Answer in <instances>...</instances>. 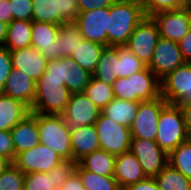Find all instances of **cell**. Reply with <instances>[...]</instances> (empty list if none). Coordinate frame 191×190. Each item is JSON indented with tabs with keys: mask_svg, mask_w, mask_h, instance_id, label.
<instances>
[{
	"mask_svg": "<svg viewBox=\"0 0 191 190\" xmlns=\"http://www.w3.org/2000/svg\"><path fill=\"white\" fill-rule=\"evenodd\" d=\"M0 21L6 24L12 21L11 4L9 0H0Z\"/></svg>",
	"mask_w": 191,
	"mask_h": 190,
	"instance_id": "cell-48",
	"label": "cell"
},
{
	"mask_svg": "<svg viewBox=\"0 0 191 190\" xmlns=\"http://www.w3.org/2000/svg\"><path fill=\"white\" fill-rule=\"evenodd\" d=\"M182 53L177 42L159 38L153 57L147 66L161 81L177 67L184 64Z\"/></svg>",
	"mask_w": 191,
	"mask_h": 190,
	"instance_id": "cell-16",
	"label": "cell"
},
{
	"mask_svg": "<svg viewBox=\"0 0 191 190\" xmlns=\"http://www.w3.org/2000/svg\"><path fill=\"white\" fill-rule=\"evenodd\" d=\"M77 0H57V11L60 18L65 23H74L78 13Z\"/></svg>",
	"mask_w": 191,
	"mask_h": 190,
	"instance_id": "cell-40",
	"label": "cell"
},
{
	"mask_svg": "<svg viewBox=\"0 0 191 190\" xmlns=\"http://www.w3.org/2000/svg\"><path fill=\"white\" fill-rule=\"evenodd\" d=\"M30 113V107L24 102L0 92V131H10Z\"/></svg>",
	"mask_w": 191,
	"mask_h": 190,
	"instance_id": "cell-24",
	"label": "cell"
},
{
	"mask_svg": "<svg viewBox=\"0 0 191 190\" xmlns=\"http://www.w3.org/2000/svg\"><path fill=\"white\" fill-rule=\"evenodd\" d=\"M58 190H85L79 174L74 170Z\"/></svg>",
	"mask_w": 191,
	"mask_h": 190,
	"instance_id": "cell-45",
	"label": "cell"
},
{
	"mask_svg": "<svg viewBox=\"0 0 191 190\" xmlns=\"http://www.w3.org/2000/svg\"><path fill=\"white\" fill-rule=\"evenodd\" d=\"M76 162L62 160L46 173L32 172L25 174L24 190H58L75 170Z\"/></svg>",
	"mask_w": 191,
	"mask_h": 190,
	"instance_id": "cell-17",
	"label": "cell"
},
{
	"mask_svg": "<svg viewBox=\"0 0 191 190\" xmlns=\"http://www.w3.org/2000/svg\"><path fill=\"white\" fill-rule=\"evenodd\" d=\"M161 38L179 43L191 29V12L178 9L162 11L150 16Z\"/></svg>",
	"mask_w": 191,
	"mask_h": 190,
	"instance_id": "cell-14",
	"label": "cell"
},
{
	"mask_svg": "<svg viewBox=\"0 0 191 190\" xmlns=\"http://www.w3.org/2000/svg\"><path fill=\"white\" fill-rule=\"evenodd\" d=\"M75 171L79 174L85 190H122L114 177L84 170L78 163H76Z\"/></svg>",
	"mask_w": 191,
	"mask_h": 190,
	"instance_id": "cell-32",
	"label": "cell"
},
{
	"mask_svg": "<svg viewBox=\"0 0 191 190\" xmlns=\"http://www.w3.org/2000/svg\"><path fill=\"white\" fill-rule=\"evenodd\" d=\"M11 164V162L0 155V175Z\"/></svg>",
	"mask_w": 191,
	"mask_h": 190,
	"instance_id": "cell-50",
	"label": "cell"
},
{
	"mask_svg": "<svg viewBox=\"0 0 191 190\" xmlns=\"http://www.w3.org/2000/svg\"><path fill=\"white\" fill-rule=\"evenodd\" d=\"M105 47V45L83 39L82 43H78L75 51L72 52L71 58L81 68L92 74L98 65L100 55Z\"/></svg>",
	"mask_w": 191,
	"mask_h": 190,
	"instance_id": "cell-28",
	"label": "cell"
},
{
	"mask_svg": "<svg viewBox=\"0 0 191 190\" xmlns=\"http://www.w3.org/2000/svg\"><path fill=\"white\" fill-rule=\"evenodd\" d=\"M40 143L55 151L63 160H72L71 132L62 115L38 114Z\"/></svg>",
	"mask_w": 191,
	"mask_h": 190,
	"instance_id": "cell-3",
	"label": "cell"
},
{
	"mask_svg": "<svg viewBox=\"0 0 191 190\" xmlns=\"http://www.w3.org/2000/svg\"><path fill=\"white\" fill-rule=\"evenodd\" d=\"M94 125L100 149L116 156L130 151L132 137L129 128L116 123L102 112Z\"/></svg>",
	"mask_w": 191,
	"mask_h": 190,
	"instance_id": "cell-7",
	"label": "cell"
},
{
	"mask_svg": "<svg viewBox=\"0 0 191 190\" xmlns=\"http://www.w3.org/2000/svg\"><path fill=\"white\" fill-rule=\"evenodd\" d=\"M139 102L114 98L103 109L102 113L116 123L130 128L138 112Z\"/></svg>",
	"mask_w": 191,
	"mask_h": 190,
	"instance_id": "cell-27",
	"label": "cell"
},
{
	"mask_svg": "<svg viewBox=\"0 0 191 190\" xmlns=\"http://www.w3.org/2000/svg\"><path fill=\"white\" fill-rule=\"evenodd\" d=\"M114 178L122 189L127 185L140 182L147 176L135 155L128 151L116 156Z\"/></svg>",
	"mask_w": 191,
	"mask_h": 190,
	"instance_id": "cell-22",
	"label": "cell"
},
{
	"mask_svg": "<svg viewBox=\"0 0 191 190\" xmlns=\"http://www.w3.org/2000/svg\"><path fill=\"white\" fill-rule=\"evenodd\" d=\"M79 12L110 7L116 0H77Z\"/></svg>",
	"mask_w": 191,
	"mask_h": 190,
	"instance_id": "cell-43",
	"label": "cell"
},
{
	"mask_svg": "<svg viewBox=\"0 0 191 190\" xmlns=\"http://www.w3.org/2000/svg\"><path fill=\"white\" fill-rule=\"evenodd\" d=\"M11 52L12 68L20 70L35 82L45 73L47 59L32 46Z\"/></svg>",
	"mask_w": 191,
	"mask_h": 190,
	"instance_id": "cell-18",
	"label": "cell"
},
{
	"mask_svg": "<svg viewBox=\"0 0 191 190\" xmlns=\"http://www.w3.org/2000/svg\"><path fill=\"white\" fill-rule=\"evenodd\" d=\"M110 7L79 12L74 24L86 40L108 46V16Z\"/></svg>",
	"mask_w": 191,
	"mask_h": 190,
	"instance_id": "cell-13",
	"label": "cell"
},
{
	"mask_svg": "<svg viewBox=\"0 0 191 190\" xmlns=\"http://www.w3.org/2000/svg\"><path fill=\"white\" fill-rule=\"evenodd\" d=\"M84 38L74 23L61 24L57 35L58 58L71 57Z\"/></svg>",
	"mask_w": 191,
	"mask_h": 190,
	"instance_id": "cell-30",
	"label": "cell"
},
{
	"mask_svg": "<svg viewBox=\"0 0 191 190\" xmlns=\"http://www.w3.org/2000/svg\"><path fill=\"white\" fill-rule=\"evenodd\" d=\"M168 164L191 180V141L181 143L168 154Z\"/></svg>",
	"mask_w": 191,
	"mask_h": 190,
	"instance_id": "cell-34",
	"label": "cell"
},
{
	"mask_svg": "<svg viewBox=\"0 0 191 190\" xmlns=\"http://www.w3.org/2000/svg\"><path fill=\"white\" fill-rule=\"evenodd\" d=\"M0 155L8 159L11 163L16 157L10 131H0Z\"/></svg>",
	"mask_w": 191,
	"mask_h": 190,
	"instance_id": "cell-42",
	"label": "cell"
},
{
	"mask_svg": "<svg viewBox=\"0 0 191 190\" xmlns=\"http://www.w3.org/2000/svg\"><path fill=\"white\" fill-rule=\"evenodd\" d=\"M178 44L185 62L191 63V29Z\"/></svg>",
	"mask_w": 191,
	"mask_h": 190,
	"instance_id": "cell-46",
	"label": "cell"
},
{
	"mask_svg": "<svg viewBox=\"0 0 191 190\" xmlns=\"http://www.w3.org/2000/svg\"><path fill=\"white\" fill-rule=\"evenodd\" d=\"M72 161L78 162L85 155L100 149L95 125L82 126L71 131Z\"/></svg>",
	"mask_w": 191,
	"mask_h": 190,
	"instance_id": "cell-23",
	"label": "cell"
},
{
	"mask_svg": "<svg viewBox=\"0 0 191 190\" xmlns=\"http://www.w3.org/2000/svg\"><path fill=\"white\" fill-rule=\"evenodd\" d=\"M167 104L161 96L151 101L139 102L138 112L129 128L132 139L155 141L160 112Z\"/></svg>",
	"mask_w": 191,
	"mask_h": 190,
	"instance_id": "cell-8",
	"label": "cell"
},
{
	"mask_svg": "<svg viewBox=\"0 0 191 190\" xmlns=\"http://www.w3.org/2000/svg\"><path fill=\"white\" fill-rule=\"evenodd\" d=\"M60 25L49 22L32 21L31 46L51 61L58 59L57 35Z\"/></svg>",
	"mask_w": 191,
	"mask_h": 190,
	"instance_id": "cell-19",
	"label": "cell"
},
{
	"mask_svg": "<svg viewBox=\"0 0 191 190\" xmlns=\"http://www.w3.org/2000/svg\"><path fill=\"white\" fill-rule=\"evenodd\" d=\"M188 140L184 116L179 106L167 104L160 112L156 143L169 154L181 143Z\"/></svg>",
	"mask_w": 191,
	"mask_h": 190,
	"instance_id": "cell-4",
	"label": "cell"
},
{
	"mask_svg": "<svg viewBox=\"0 0 191 190\" xmlns=\"http://www.w3.org/2000/svg\"><path fill=\"white\" fill-rule=\"evenodd\" d=\"M182 110L188 140L191 141V101L179 105Z\"/></svg>",
	"mask_w": 191,
	"mask_h": 190,
	"instance_id": "cell-47",
	"label": "cell"
},
{
	"mask_svg": "<svg viewBox=\"0 0 191 190\" xmlns=\"http://www.w3.org/2000/svg\"><path fill=\"white\" fill-rule=\"evenodd\" d=\"M32 21L12 20L7 27L4 47L9 51L31 46Z\"/></svg>",
	"mask_w": 191,
	"mask_h": 190,
	"instance_id": "cell-29",
	"label": "cell"
},
{
	"mask_svg": "<svg viewBox=\"0 0 191 190\" xmlns=\"http://www.w3.org/2000/svg\"><path fill=\"white\" fill-rule=\"evenodd\" d=\"M154 178L159 190H191V180L169 164Z\"/></svg>",
	"mask_w": 191,
	"mask_h": 190,
	"instance_id": "cell-31",
	"label": "cell"
},
{
	"mask_svg": "<svg viewBox=\"0 0 191 190\" xmlns=\"http://www.w3.org/2000/svg\"><path fill=\"white\" fill-rule=\"evenodd\" d=\"M145 17L143 0H116L108 16V46H124Z\"/></svg>",
	"mask_w": 191,
	"mask_h": 190,
	"instance_id": "cell-1",
	"label": "cell"
},
{
	"mask_svg": "<svg viewBox=\"0 0 191 190\" xmlns=\"http://www.w3.org/2000/svg\"><path fill=\"white\" fill-rule=\"evenodd\" d=\"M71 92L60 80L38 79L36 81L35 100L30 108L38 114L61 115L68 104Z\"/></svg>",
	"mask_w": 191,
	"mask_h": 190,
	"instance_id": "cell-5",
	"label": "cell"
},
{
	"mask_svg": "<svg viewBox=\"0 0 191 190\" xmlns=\"http://www.w3.org/2000/svg\"><path fill=\"white\" fill-rule=\"evenodd\" d=\"M119 46H106L92 77L106 84H113L118 79Z\"/></svg>",
	"mask_w": 191,
	"mask_h": 190,
	"instance_id": "cell-25",
	"label": "cell"
},
{
	"mask_svg": "<svg viewBox=\"0 0 191 190\" xmlns=\"http://www.w3.org/2000/svg\"><path fill=\"white\" fill-rule=\"evenodd\" d=\"M115 98L126 101H151L161 96V81L145 66L127 78H118L112 84Z\"/></svg>",
	"mask_w": 191,
	"mask_h": 190,
	"instance_id": "cell-2",
	"label": "cell"
},
{
	"mask_svg": "<svg viewBox=\"0 0 191 190\" xmlns=\"http://www.w3.org/2000/svg\"><path fill=\"white\" fill-rule=\"evenodd\" d=\"M184 0H143L146 17L162 11L182 9Z\"/></svg>",
	"mask_w": 191,
	"mask_h": 190,
	"instance_id": "cell-38",
	"label": "cell"
},
{
	"mask_svg": "<svg viewBox=\"0 0 191 190\" xmlns=\"http://www.w3.org/2000/svg\"><path fill=\"white\" fill-rule=\"evenodd\" d=\"M15 156L23 151L30 150L40 143L37 127V113L31 112L19 121L11 130Z\"/></svg>",
	"mask_w": 191,
	"mask_h": 190,
	"instance_id": "cell-20",
	"label": "cell"
},
{
	"mask_svg": "<svg viewBox=\"0 0 191 190\" xmlns=\"http://www.w3.org/2000/svg\"><path fill=\"white\" fill-rule=\"evenodd\" d=\"M146 65L125 46H119L118 78H127L141 71Z\"/></svg>",
	"mask_w": 191,
	"mask_h": 190,
	"instance_id": "cell-36",
	"label": "cell"
},
{
	"mask_svg": "<svg viewBox=\"0 0 191 190\" xmlns=\"http://www.w3.org/2000/svg\"><path fill=\"white\" fill-rule=\"evenodd\" d=\"M130 151L139 161L147 177L157 176L168 164V154L154 140L132 139Z\"/></svg>",
	"mask_w": 191,
	"mask_h": 190,
	"instance_id": "cell-15",
	"label": "cell"
},
{
	"mask_svg": "<svg viewBox=\"0 0 191 190\" xmlns=\"http://www.w3.org/2000/svg\"><path fill=\"white\" fill-rule=\"evenodd\" d=\"M83 94L86 95L101 111L115 98L111 84H106L93 77H91Z\"/></svg>",
	"mask_w": 191,
	"mask_h": 190,
	"instance_id": "cell-33",
	"label": "cell"
},
{
	"mask_svg": "<svg viewBox=\"0 0 191 190\" xmlns=\"http://www.w3.org/2000/svg\"><path fill=\"white\" fill-rule=\"evenodd\" d=\"M11 4L12 20L32 21V0H9Z\"/></svg>",
	"mask_w": 191,
	"mask_h": 190,
	"instance_id": "cell-39",
	"label": "cell"
},
{
	"mask_svg": "<svg viewBox=\"0 0 191 190\" xmlns=\"http://www.w3.org/2000/svg\"><path fill=\"white\" fill-rule=\"evenodd\" d=\"M32 21L49 22L53 24H65L57 11V0H32Z\"/></svg>",
	"mask_w": 191,
	"mask_h": 190,
	"instance_id": "cell-35",
	"label": "cell"
},
{
	"mask_svg": "<svg viewBox=\"0 0 191 190\" xmlns=\"http://www.w3.org/2000/svg\"><path fill=\"white\" fill-rule=\"evenodd\" d=\"M116 155L110 154L103 149H98L85 155L77 163L84 169L95 174L114 177Z\"/></svg>",
	"mask_w": 191,
	"mask_h": 190,
	"instance_id": "cell-26",
	"label": "cell"
},
{
	"mask_svg": "<svg viewBox=\"0 0 191 190\" xmlns=\"http://www.w3.org/2000/svg\"><path fill=\"white\" fill-rule=\"evenodd\" d=\"M25 174L11 163L0 175V190H24Z\"/></svg>",
	"mask_w": 191,
	"mask_h": 190,
	"instance_id": "cell-37",
	"label": "cell"
},
{
	"mask_svg": "<svg viewBox=\"0 0 191 190\" xmlns=\"http://www.w3.org/2000/svg\"><path fill=\"white\" fill-rule=\"evenodd\" d=\"M122 190H159L154 177H147L140 182L125 186Z\"/></svg>",
	"mask_w": 191,
	"mask_h": 190,
	"instance_id": "cell-44",
	"label": "cell"
},
{
	"mask_svg": "<svg viewBox=\"0 0 191 190\" xmlns=\"http://www.w3.org/2000/svg\"><path fill=\"white\" fill-rule=\"evenodd\" d=\"M62 160L55 151L39 143L30 150L17 154L12 163L24 174L32 172L46 173L56 167Z\"/></svg>",
	"mask_w": 191,
	"mask_h": 190,
	"instance_id": "cell-12",
	"label": "cell"
},
{
	"mask_svg": "<svg viewBox=\"0 0 191 190\" xmlns=\"http://www.w3.org/2000/svg\"><path fill=\"white\" fill-rule=\"evenodd\" d=\"M102 111L83 93L71 94L70 100L61 114L69 131L95 124Z\"/></svg>",
	"mask_w": 191,
	"mask_h": 190,
	"instance_id": "cell-11",
	"label": "cell"
},
{
	"mask_svg": "<svg viewBox=\"0 0 191 190\" xmlns=\"http://www.w3.org/2000/svg\"><path fill=\"white\" fill-rule=\"evenodd\" d=\"M92 74L81 68L71 57L48 61L45 73L39 79L60 80L73 93H83Z\"/></svg>",
	"mask_w": 191,
	"mask_h": 190,
	"instance_id": "cell-6",
	"label": "cell"
},
{
	"mask_svg": "<svg viewBox=\"0 0 191 190\" xmlns=\"http://www.w3.org/2000/svg\"><path fill=\"white\" fill-rule=\"evenodd\" d=\"M8 24L0 21V45L3 46L7 37Z\"/></svg>",
	"mask_w": 191,
	"mask_h": 190,
	"instance_id": "cell-49",
	"label": "cell"
},
{
	"mask_svg": "<svg viewBox=\"0 0 191 190\" xmlns=\"http://www.w3.org/2000/svg\"><path fill=\"white\" fill-rule=\"evenodd\" d=\"M159 38L157 25L151 17H145L134 29L124 46L148 66Z\"/></svg>",
	"mask_w": 191,
	"mask_h": 190,
	"instance_id": "cell-10",
	"label": "cell"
},
{
	"mask_svg": "<svg viewBox=\"0 0 191 190\" xmlns=\"http://www.w3.org/2000/svg\"><path fill=\"white\" fill-rule=\"evenodd\" d=\"M11 52L4 46L0 47V92L4 88L12 71Z\"/></svg>",
	"mask_w": 191,
	"mask_h": 190,
	"instance_id": "cell-41",
	"label": "cell"
},
{
	"mask_svg": "<svg viewBox=\"0 0 191 190\" xmlns=\"http://www.w3.org/2000/svg\"><path fill=\"white\" fill-rule=\"evenodd\" d=\"M182 9L191 12V0H184Z\"/></svg>",
	"mask_w": 191,
	"mask_h": 190,
	"instance_id": "cell-51",
	"label": "cell"
},
{
	"mask_svg": "<svg viewBox=\"0 0 191 190\" xmlns=\"http://www.w3.org/2000/svg\"><path fill=\"white\" fill-rule=\"evenodd\" d=\"M35 90L34 80L20 70L12 69L1 93L20 100L31 108L35 100Z\"/></svg>",
	"mask_w": 191,
	"mask_h": 190,
	"instance_id": "cell-21",
	"label": "cell"
},
{
	"mask_svg": "<svg viewBox=\"0 0 191 190\" xmlns=\"http://www.w3.org/2000/svg\"><path fill=\"white\" fill-rule=\"evenodd\" d=\"M161 97L177 106L191 101V63L185 62L161 80Z\"/></svg>",
	"mask_w": 191,
	"mask_h": 190,
	"instance_id": "cell-9",
	"label": "cell"
}]
</instances>
